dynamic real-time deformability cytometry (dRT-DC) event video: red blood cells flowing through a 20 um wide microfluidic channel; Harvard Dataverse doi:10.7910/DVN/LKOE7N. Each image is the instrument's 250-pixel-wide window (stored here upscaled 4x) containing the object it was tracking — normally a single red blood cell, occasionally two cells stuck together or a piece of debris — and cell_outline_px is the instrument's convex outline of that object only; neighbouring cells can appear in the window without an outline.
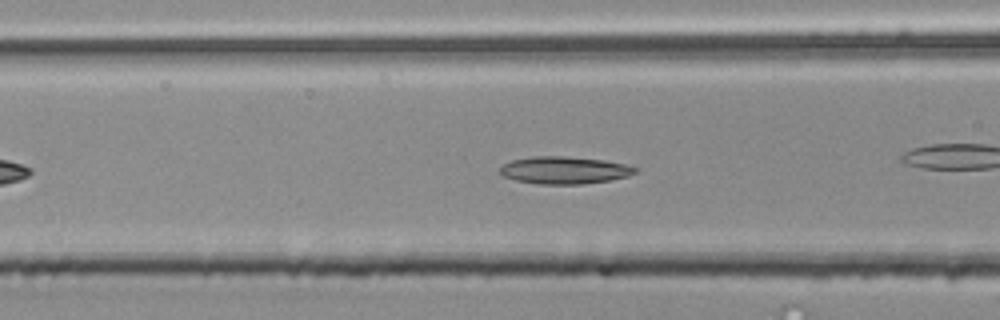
{"species": "common noctule bat (a hibernating species)", "species_latin": "Nyctalus noctula", "temperature_condition": "room temperature", "stored_images_in_passage": 39, "camera_frame_rate_fps": 3000, "um_per_image_px": 0.085, "animal": {"sex": "male", "body_mass_g": 20.4}, "frame": {"image": 1, "passage_image": 6, "time_ms": 1.667, "image_size_px": [1000, 320], "cell_outline_px": [[640, 168], [636, 172], [628, 176], [608, 180], [580, 184], [540, 184], [516, 180], [500, 176], [500, 168], [504, 164], [512, 160], [532, 156], [564, 156], [604, 160], [624, 164]], "centroid_in_image_um": [47.95, 14.46], "position_along_channel_um": 118.6, "area_um2": 21.5}}
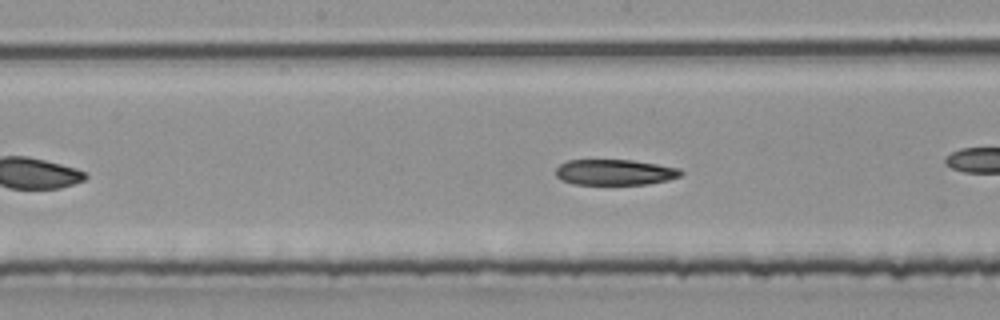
{"frame": {"image": 2, "passage_image": 12, "time_ms": 3.667, "image_size_px": [1000, 320], "cell_outline_px": [[684, 172], [680, 176], [668, 180], [644, 184], [572, 184], [560, 180], [556, 176], [556, 168], [560, 164], [568, 160], [632, 160], [680, 168]], "centroid_in_image_um": [52.24, 14.64], "position_along_channel_um": 196.0, "area_um2": 18.73}}
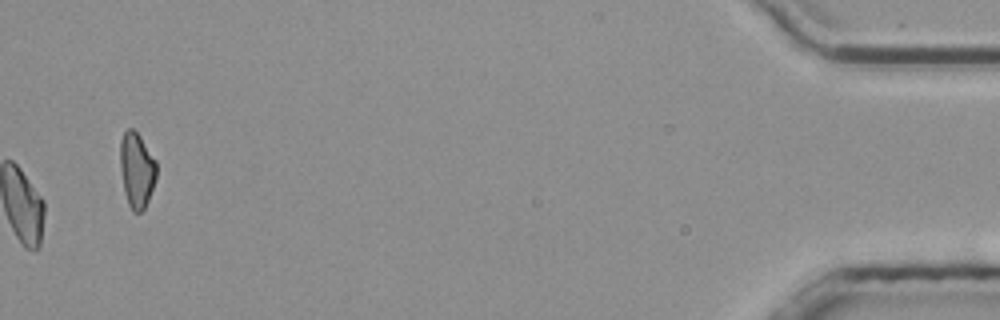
{"frame": {"image": 3, "passage_image": 39, "time_ms": 12.667, "image_size_px": [1000, 320], "cell_outline_px": [[156, 180], [148, 200], [144, 208], [140, 212], [132, 212], [128, 204], [124, 192], [120, 168], [120, 140], [124, 132], [128, 128], [132, 128], [140, 136], [156, 160]], "centroid_in_image_um": [11.61, 14.45], "position_along_channel_um": 423.6, "area_um2": 16.01}}